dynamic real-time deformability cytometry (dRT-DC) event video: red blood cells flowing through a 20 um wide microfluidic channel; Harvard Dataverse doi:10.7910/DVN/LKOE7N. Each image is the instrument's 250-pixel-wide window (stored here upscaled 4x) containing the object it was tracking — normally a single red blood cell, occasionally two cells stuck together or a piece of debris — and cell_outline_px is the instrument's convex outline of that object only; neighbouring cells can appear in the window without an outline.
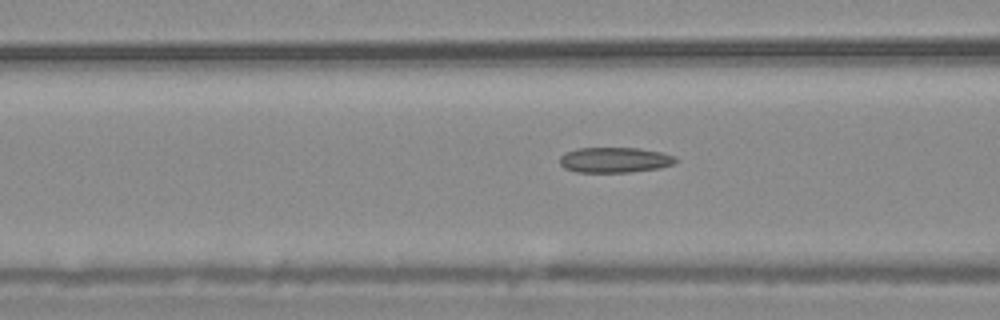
{"species": "common noctule bat (a hibernating species)", "species_latin": "Nyctalus noctula", "temperature_condition": "warm", "stored_images_in_passage": 54, "camera_frame_rate_fps": 3000, "um_per_image_px": 0.085, "animal": {"sex": "male", "body_mass_g": 20.4}, "frame": {"image": 1, "passage_image": 21, "time_ms": 6.667, "image_size_px": [1000, 320], "cell_outline_px": [[676, 160], [672, 164], [660, 168], [632, 172], [576, 172], [564, 168], [560, 164], [560, 156], [564, 152], [576, 148], [640, 148], [664, 152], [676, 156]], "centroid_in_image_um": [52.24, 13.59], "position_along_channel_um": 114.4, "area_um2": 17.34}}
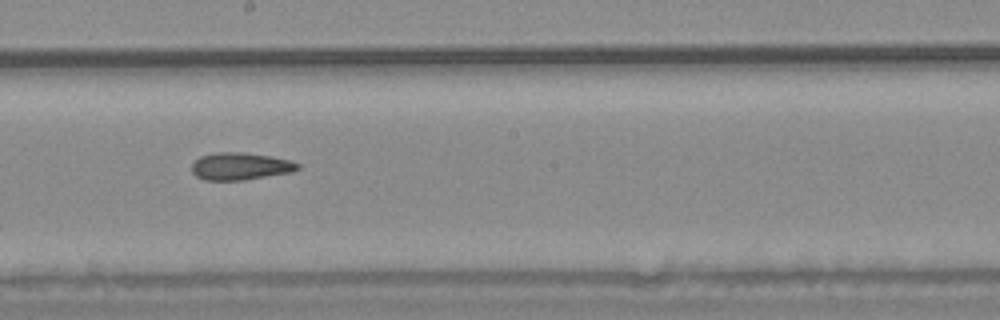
{"frame": {"image": 2, "passage_image": 30, "time_ms": 9.667, "image_size_px": [1000, 320], "cell_outline_px": [[300, 168], [292, 172], [244, 180], [204, 180], [196, 176], [192, 172], [192, 164], [200, 156], [216, 152], [244, 152], [272, 156], [288, 160], [300, 164]], "centroid_in_image_um": [20.43, 14.13], "position_along_channel_um": 227.8, "area_um2": 16.94}}
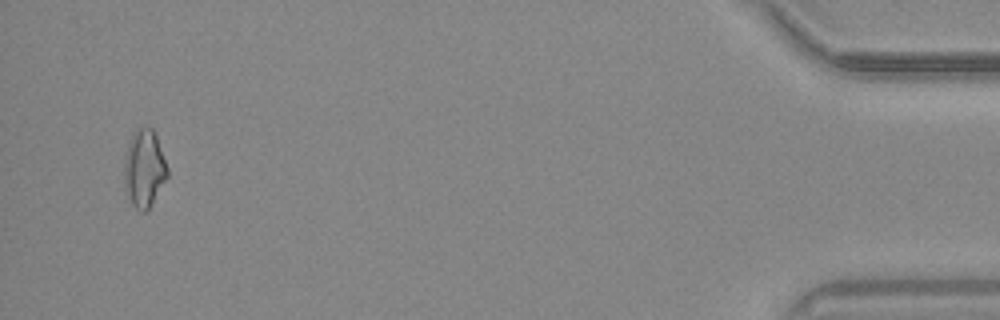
{"frame": {"image": 3, "passage_image": 52, "time_ms": 17.0, "image_size_px": [1000, 320], "cell_outline_px": [[168, 176], [148, 208], [144, 212], [140, 212], [132, 204], [124, 184], [124, 160], [128, 144], [132, 132], [140, 128], [152, 128], [156, 136], [168, 168]], "centroid_in_image_um": [12.24, 14.31], "position_along_channel_um": 423.0, "area_um2": 19.19}, "authors_computed_cell_mechanics": {"area_um2": 17.34, "velocity_mm_per_s": 3.7773, "shape_relaxation_time_tau1_ms": null, "shape_relaxation_time_tau2_ms": 7.544, "deformation_change_tau1": null, "deformation_change_tau2": 0.1743}}